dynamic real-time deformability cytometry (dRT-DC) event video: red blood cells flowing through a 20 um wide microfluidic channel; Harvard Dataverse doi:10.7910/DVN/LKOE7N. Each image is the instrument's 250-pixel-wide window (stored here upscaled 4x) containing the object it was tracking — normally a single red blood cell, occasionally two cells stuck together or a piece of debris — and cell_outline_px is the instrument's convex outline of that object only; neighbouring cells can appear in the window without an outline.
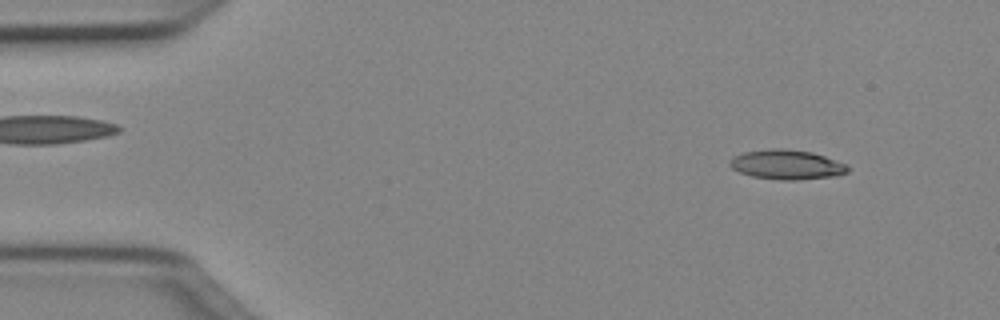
{"species": "Egyptian fruit bat (a non-hibernating species)", "species_latin": "Rousettus aegyptiacus", "temperature_condition": "cold", "stored_images_in_passage": 48, "camera_frame_rate_fps": 3000, "um_per_image_px": 0.085, "animal": {"sex": "female"}, "frame": {"image": 1, "passage_image": 4, "time_ms": 1.0, "image_size_px": [1000, 320], "cell_outline_px": [[852, 168], [848, 172], [836, 176], [796, 180], [784, 180], [752, 176], [740, 172], [732, 168], [728, 164], [728, 160], [732, 156], [744, 152], [768, 148], [784, 148], [812, 152], [848, 164]], "centroid_in_image_um": [66.89, 13.98], "position_along_channel_um": 18.1, "area_um2": 20.63}}
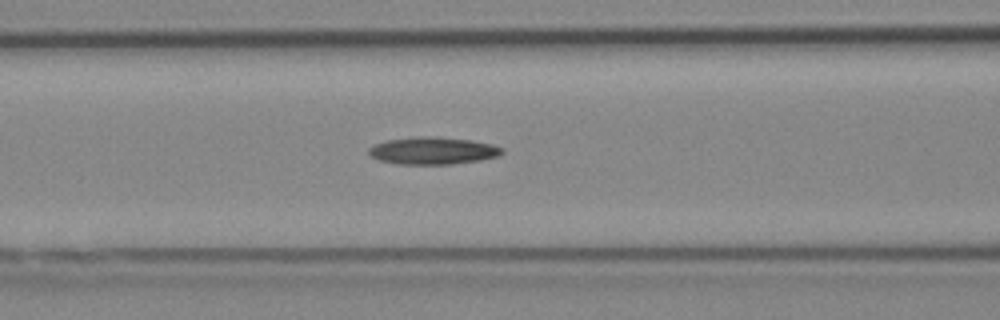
{"frame": {"image": 2, "passage_image": 19, "time_ms": 6.0, "image_size_px": [1000, 320], "cell_outline_px": [[504, 152], [500, 156], [480, 160], [452, 164], [400, 164], [380, 160], [372, 156], [368, 152], [368, 148], [384, 140], [420, 136], [436, 136], [472, 140], [492, 144], [504, 148]], "centroid_in_image_um": [36.83, 12.8], "position_along_channel_um": 129.8, "area_um2": 21.33}}
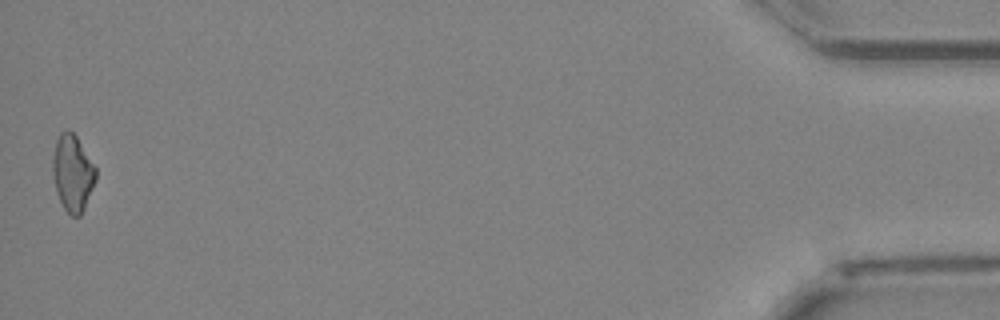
{"frame": {"image": 3, "passage_image": 48, "time_ms": 15.667, "image_size_px": [1000, 320], "cell_outline_px": [[96, 180], [84, 208], [80, 216], [72, 216], [64, 208], [56, 192], [52, 172], [52, 156], [56, 140], [60, 132], [68, 128], [76, 136], [96, 168]], "centroid_in_image_um": [6.15, 14.68], "position_along_channel_um": 429.0, "area_um2": 19.19}}